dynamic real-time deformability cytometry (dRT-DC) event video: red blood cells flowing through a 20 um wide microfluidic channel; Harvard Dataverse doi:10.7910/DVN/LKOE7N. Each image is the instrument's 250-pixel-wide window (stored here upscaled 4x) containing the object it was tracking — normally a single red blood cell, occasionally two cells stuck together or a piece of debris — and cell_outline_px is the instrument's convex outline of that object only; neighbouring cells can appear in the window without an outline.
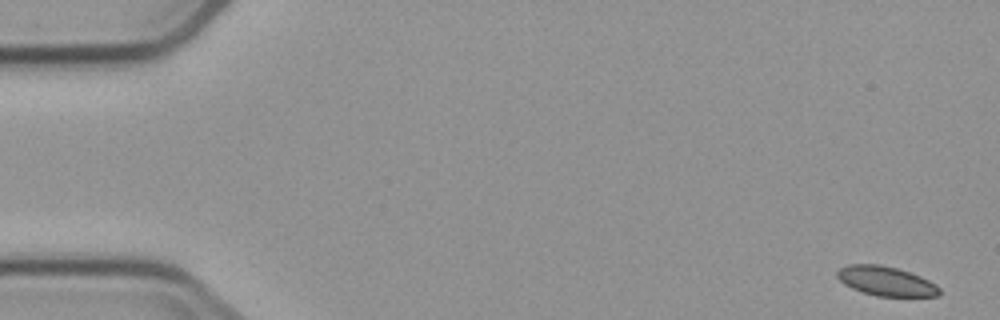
{"species": "common noctule bat (a hibernating species)", "species_latin": "Nyctalus noctula", "temperature_condition": "cold", "stored_images_in_passage": 5, "camera_frame_rate_fps": 3000, "um_per_image_px": 0.085, "animal": {"sex": "male", "body_mass_g": 23.1, "forearm_length_mm": 52.7}, "frame": {"image": 1, "passage_image": 1, "time_ms": 0.0, "image_size_px": [1000, 320], "cell_outline_px": [[940, 296], [876, 296], [852, 288], [844, 284], [836, 276], [836, 272], [840, 268], [848, 264], [880, 264], [896, 268], [920, 276], [936, 284], [940, 288]], "centroid_in_image_um": [75.3, 23.89], "position_along_channel_um": 9.7, "area_um2": 17.46}}
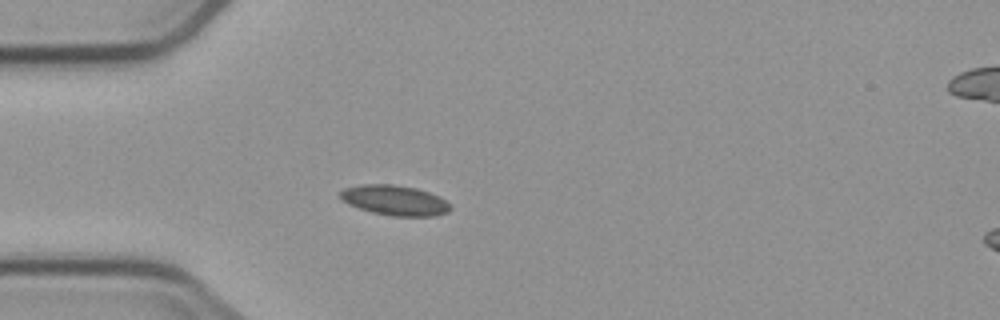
{"frame": {"image": 2, "passage_image": 5, "time_ms": 4.667, "image_size_px": [1000, 320], "cell_outline_px": [[452, 208], [448, 212], [436, 216], [392, 216], [372, 212], [348, 204], [340, 200], [340, 192], [344, 188], [360, 184], [392, 184], [416, 188], [440, 196]], "centroid_in_image_um": [33.54, 17.02], "position_along_channel_um": 51.5, "area_um2": 19.36}}